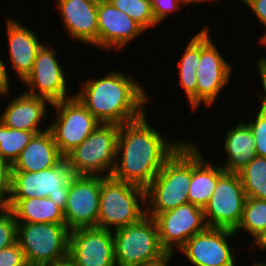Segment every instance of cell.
I'll return each instance as SVG.
<instances>
[{
    "instance_id": "4",
    "label": "cell",
    "mask_w": 266,
    "mask_h": 266,
    "mask_svg": "<svg viewBox=\"0 0 266 266\" xmlns=\"http://www.w3.org/2000/svg\"><path fill=\"white\" fill-rule=\"evenodd\" d=\"M145 205V189L101 177L97 228L114 231L135 224L146 216Z\"/></svg>"
},
{
    "instance_id": "37",
    "label": "cell",
    "mask_w": 266,
    "mask_h": 266,
    "mask_svg": "<svg viewBox=\"0 0 266 266\" xmlns=\"http://www.w3.org/2000/svg\"><path fill=\"white\" fill-rule=\"evenodd\" d=\"M257 71L259 72V76H260V79H261V87L263 88L262 89V92H260L259 94V99H260V106L259 108L266 113V74L259 68L257 67Z\"/></svg>"
},
{
    "instance_id": "18",
    "label": "cell",
    "mask_w": 266,
    "mask_h": 266,
    "mask_svg": "<svg viewBox=\"0 0 266 266\" xmlns=\"http://www.w3.org/2000/svg\"><path fill=\"white\" fill-rule=\"evenodd\" d=\"M98 0H56L62 26L69 38L98 48Z\"/></svg>"
},
{
    "instance_id": "2",
    "label": "cell",
    "mask_w": 266,
    "mask_h": 266,
    "mask_svg": "<svg viewBox=\"0 0 266 266\" xmlns=\"http://www.w3.org/2000/svg\"><path fill=\"white\" fill-rule=\"evenodd\" d=\"M87 79L74 96L100 123L122 125L147 112L145 104L151 97L133 74L114 69L102 77Z\"/></svg>"
},
{
    "instance_id": "7",
    "label": "cell",
    "mask_w": 266,
    "mask_h": 266,
    "mask_svg": "<svg viewBox=\"0 0 266 266\" xmlns=\"http://www.w3.org/2000/svg\"><path fill=\"white\" fill-rule=\"evenodd\" d=\"M112 232L116 266H140L168 253L160 243L155 220L147 215Z\"/></svg>"
},
{
    "instance_id": "35",
    "label": "cell",
    "mask_w": 266,
    "mask_h": 266,
    "mask_svg": "<svg viewBox=\"0 0 266 266\" xmlns=\"http://www.w3.org/2000/svg\"><path fill=\"white\" fill-rule=\"evenodd\" d=\"M252 12L255 18L266 27V0H239Z\"/></svg>"
},
{
    "instance_id": "10",
    "label": "cell",
    "mask_w": 266,
    "mask_h": 266,
    "mask_svg": "<svg viewBox=\"0 0 266 266\" xmlns=\"http://www.w3.org/2000/svg\"><path fill=\"white\" fill-rule=\"evenodd\" d=\"M55 121L49 130L60 153L65 157L79 146L100 124L76 96L52 104Z\"/></svg>"
},
{
    "instance_id": "11",
    "label": "cell",
    "mask_w": 266,
    "mask_h": 266,
    "mask_svg": "<svg viewBox=\"0 0 266 266\" xmlns=\"http://www.w3.org/2000/svg\"><path fill=\"white\" fill-rule=\"evenodd\" d=\"M246 198L239 174L224 172L203 209L208 228L235 230L241 221Z\"/></svg>"
},
{
    "instance_id": "25",
    "label": "cell",
    "mask_w": 266,
    "mask_h": 266,
    "mask_svg": "<svg viewBox=\"0 0 266 266\" xmlns=\"http://www.w3.org/2000/svg\"><path fill=\"white\" fill-rule=\"evenodd\" d=\"M189 40L181 59L178 60L177 67H179V86L184 90L190 110L194 111L196 110V70L200 61V31Z\"/></svg>"
},
{
    "instance_id": "45",
    "label": "cell",
    "mask_w": 266,
    "mask_h": 266,
    "mask_svg": "<svg viewBox=\"0 0 266 266\" xmlns=\"http://www.w3.org/2000/svg\"><path fill=\"white\" fill-rule=\"evenodd\" d=\"M98 1H107V2H110L111 0H98Z\"/></svg>"
},
{
    "instance_id": "21",
    "label": "cell",
    "mask_w": 266,
    "mask_h": 266,
    "mask_svg": "<svg viewBox=\"0 0 266 266\" xmlns=\"http://www.w3.org/2000/svg\"><path fill=\"white\" fill-rule=\"evenodd\" d=\"M200 150L197 143L191 140V181L188 201L204 209L216 188L218 178L225 170L219 164L214 165L208 161Z\"/></svg>"
},
{
    "instance_id": "42",
    "label": "cell",
    "mask_w": 266,
    "mask_h": 266,
    "mask_svg": "<svg viewBox=\"0 0 266 266\" xmlns=\"http://www.w3.org/2000/svg\"><path fill=\"white\" fill-rule=\"evenodd\" d=\"M266 28V27H265ZM266 30V29H265ZM265 34H263V35H261V36H259V42H260V44H262L263 45V47H265L266 46V31L264 32Z\"/></svg>"
},
{
    "instance_id": "30",
    "label": "cell",
    "mask_w": 266,
    "mask_h": 266,
    "mask_svg": "<svg viewBox=\"0 0 266 266\" xmlns=\"http://www.w3.org/2000/svg\"><path fill=\"white\" fill-rule=\"evenodd\" d=\"M17 242V222L14 213L6 207H0V250Z\"/></svg>"
},
{
    "instance_id": "5",
    "label": "cell",
    "mask_w": 266,
    "mask_h": 266,
    "mask_svg": "<svg viewBox=\"0 0 266 266\" xmlns=\"http://www.w3.org/2000/svg\"><path fill=\"white\" fill-rule=\"evenodd\" d=\"M17 243L28 266H57L68 260L65 223H17Z\"/></svg>"
},
{
    "instance_id": "8",
    "label": "cell",
    "mask_w": 266,
    "mask_h": 266,
    "mask_svg": "<svg viewBox=\"0 0 266 266\" xmlns=\"http://www.w3.org/2000/svg\"><path fill=\"white\" fill-rule=\"evenodd\" d=\"M74 176L65 158L55 167L37 172L12 171L10 199L48 197L64 211Z\"/></svg>"
},
{
    "instance_id": "24",
    "label": "cell",
    "mask_w": 266,
    "mask_h": 266,
    "mask_svg": "<svg viewBox=\"0 0 266 266\" xmlns=\"http://www.w3.org/2000/svg\"><path fill=\"white\" fill-rule=\"evenodd\" d=\"M6 208L14 213L17 223H65L63 210L48 197L10 199Z\"/></svg>"
},
{
    "instance_id": "41",
    "label": "cell",
    "mask_w": 266,
    "mask_h": 266,
    "mask_svg": "<svg viewBox=\"0 0 266 266\" xmlns=\"http://www.w3.org/2000/svg\"><path fill=\"white\" fill-rule=\"evenodd\" d=\"M257 66L266 74V56H260L257 60Z\"/></svg>"
},
{
    "instance_id": "20",
    "label": "cell",
    "mask_w": 266,
    "mask_h": 266,
    "mask_svg": "<svg viewBox=\"0 0 266 266\" xmlns=\"http://www.w3.org/2000/svg\"><path fill=\"white\" fill-rule=\"evenodd\" d=\"M6 37H8V58L16 78L22 83L31 73L38 50L44 43L40 37L23 23L12 17L6 19ZM39 37V38H38Z\"/></svg>"
},
{
    "instance_id": "44",
    "label": "cell",
    "mask_w": 266,
    "mask_h": 266,
    "mask_svg": "<svg viewBox=\"0 0 266 266\" xmlns=\"http://www.w3.org/2000/svg\"><path fill=\"white\" fill-rule=\"evenodd\" d=\"M57 266H74L69 260L59 263Z\"/></svg>"
},
{
    "instance_id": "31",
    "label": "cell",
    "mask_w": 266,
    "mask_h": 266,
    "mask_svg": "<svg viewBox=\"0 0 266 266\" xmlns=\"http://www.w3.org/2000/svg\"><path fill=\"white\" fill-rule=\"evenodd\" d=\"M256 109H258L255 115L256 118L251 117L253 121L249 120L250 122L248 121L246 124L253 134L257 156L266 158V113L259 107Z\"/></svg>"
},
{
    "instance_id": "26",
    "label": "cell",
    "mask_w": 266,
    "mask_h": 266,
    "mask_svg": "<svg viewBox=\"0 0 266 266\" xmlns=\"http://www.w3.org/2000/svg\"><path fill=\"white\" fill-rule=\"evenodd\" d=\"M238 232L251 235L252 243L266 232V200L246 198L241 221L234 230L236 235H240Z\"/></svg>"
},
{
    "instance_id": "13",
    "label": "cell",
    "mask_w": 266,
    "mask_h": 266,
    "mask_svg": "<svg viewBox=\"0 0 266 266\" xmlns=\"http://www.w3.org/2000/svg\"><path fill=\"white\" fill-rule=\"evenodd\" d=\"M153 219L160 243L168 253L178 252L195 234L208 228L203 208L191 203L156 214Z\"/></svg>"
},
{
    "instance_id": "43",
    "label": "cell",
    "mask_w": 266,
    "mask_h": 266,
    "mask_svg": "<svg viewBox=\"0 0 266 266\" xmlns=\"http://www.w3.org/2000/svg\"><path fill=\"white\" fill-rule=\"evenodd\" d=\"M251 266H266V262L264 261H254V263Z\"/></svg>"
},
{
    "instance_id": "19",
    "label": "cell",
    "mask_w": 266,
    "mask_h": 266,
    "mask_svg": "<svg viewBox=\"0 0 266 266\" xmlns=\"http://www.w3.org/2000/svg\"><path fill=\"white\" fill-rule=\"evenodd\" d=\"M18 97H11L9 104L0 113V121L8 128L25 130L38 134L49 129L41 127L48 118V107L52 104L45 98L22 92ZM46 116V117H45ZM40 124V125H39Z\"/></svg>"
},
{
    "instance_id": "38",
    "label": "cell",
    "mask_w": 266,
    "mask_h": 266,
    "mask_svg": "<svg viewBox=\"0 0 266 266\" xmlns=\"http://www.w3.org/2000/svg\"><path fill=\"white\" fill-rule=\"evenodd\" d=\"M175 253H167L165 256L154 262L144 263L140 266H169L170 261L173 260Z\"/></svg>"
},
{
    "instance_id": "17",
    "label": "cell",
    "mask_w": 266,
    "mask_h": 266,
    "mask_svg": "<svg viewBox=\"0 0 266 266\" xmlns=\"http://www.w3.org/2000/svg\"><path fill=\"white\" fill-rule=\"evenodd\" d=\"M98 49L122 51L127 45L145 33L131 17L112 5L99 1L97 7Z\"/></svg>"
},
{
    "instance_id": "28",
    "label": "cell",
    "mask_w": 266,
    "mask_h": 266,
    "mask_svg": "<svg viewBox=\"0 0 266 266\" xmlns=\"http://www.w3.org/2000/svg\"><path fill=\"white\" fill-rule=\"evenodd\" d=\"M33 135V132L8 128L0 121V159L13 164Z\"/></svg>"
},
{
    "instance_id": "23",
    "label": "cell",
    "mask_w": 266,
    "mask_h": 266,
    "mask_svg": "<svg viewBox=\"0 0 266 266\" xmlns=\"http://www.w3.org/2000/svg\"><path fill=\"white\" fill-rule=\"evenodd\" d=\"M255 147V140L249 126L244 122H238L226 132L223 143L225 164L221 161L219 165L225 172L239 173L257 156Z\"/></svg>"
},
{
    "instance_id": "33",
    "label": "cell",
    "mask_w": 266,
    "mask_h": 266,
    "mask_svg": "<svg viewBox=\"0 0 266 266\" xmlns=\"http://www.w3.org/2000/svg\"><path fill=\"white\" fill-rule=\"evenodd\" d=\"M12 164L0 159V207H6L10 200Z\"/></svg>"
},
{
    "instance_id": "36",
    "label": "cell",
    "mask_w": 266,
    "mask_h": 266,
    "mask_svg": "<svg viewBox=\"0 0 266 266\" xmlns=\"http://www.w3.org/2000/svg\"><path fill=\"white\" fill-rule=\"evenodd\" d=\"M7 66V67H6ZM8 65L5 63V61L2 59L0 55V96L9 98V94H11V81L9 78H11L8 71Z\"/></svg>"
},
{
    "instance_id": "32",
    "label": "cell",
    "mask_w": 266,
    "mask_h": 266,
    "mask_svg": "<svg viewBox=\"0 0 266 266\" xmlns=\"http://www.w3.org/2000/svg\"><path fill=\"white\" fill-rule=\"evenodd\" d=\"M152 13L156 23L168 19L174 11H181V6H186L181 0H150Z\"/></svg>"
},
{
    "instance_id": "3",
    "label": "cell",
    "mask_w": 266,
    "mask_h": 266,
    "mask_svg": "<svg viewBox=\"0 0 266 266\" xmlns=\"http://www.w3.org/2000/svg\"><path fill=\"white\" fill-rule=\"evenodd\" d=\"M191 181V141L186 140L165 162L145 189L146 215L156 214L189 203Z\"/></svg>"
},
{
    "instance_id": "16",
    "label": "cell",
    "mask_w": 266,
    "mask_h": 266,
    "mask_svg": "<svg viewBox=\"0 0 266 266\" xmlns=\"http://www.w3.org/2000/svg\"><path fill=\"white\" fill-rule=\"evenodd\" d=\"M68 260L74 266H116L113 232L97 227L69 231Z\"/></svg>"
},
{
    "instance_id": "14",
    "label": "cell",
    "mask_w": 266,
    "mask_h": 266,
    "mask_svg": "<svg viewBox=\"0 0 266 266\" xmlns=\"http://www.w3.org/2000/svg\"><path fill=\"white\" fill-rule=\"evenodd\" d=\"M234 236L236 234L231 229L207 228L195 234L178 251L192 266H236L239 258L235 255L241 248H234L229 243Z\"/></svg>"
},
{
    "instance_id": "1",
    "label": "cell",
    "mask_w": 266,
    "mask_h": 266,
    "mask_svg": "<svg viewBox=\"0 0 266 266\" xmlns=\"http://www.w3.org/2000/svg\"><path fill=\"white\" fill-rule=\"evenodd\" d=\"M147 112L139 119L120 125L115 167L111 177L146 189L165 162L185 142L167 140L150 125Z\"/></svg>"
},
{
    "instance_id": "39",
    "label": "cell",
    "mask_w": 266,
    "mask_h": 266,
    "mask_svg": "<svg viewBox=\"0 0 266 266\" xmlns=\"http://www.w3.org/2000/svg\"><path fill=\"white\" fill-rule=\"evenodd\" d=\"M256 247L261 251L266 250V232H264L260 237H258V239L251 243L249 250L256 251Z\"/></svg>"
},
{
    "instance_id": "29",
    "label": "cell",
    "mask_w": 266,
    "mask_h": 266,
    "mask_svg": "<svg viewBox=\"0 0 266 266\" xmlns=\"http://www.w3.org/2000/svg\"><path fill=\"white\" fill-rule=\"evenodd\" d=\"M110 2L131 17L145 31L158 25L152 13L150 0H111Z\"/></svg>"
},
{
    "instance_id": "15",
    "label": "cell",
    "mask_w": 266,
    "mask_h": 266,
    "mask_svg": "<svg viewBox=\"0 0 266 266\" xmlns=\"http://www.w3.org/2000/svg\"><path fill=\"white\" fill-rule=\"evenodd\" d=\"M101 176L75 175L63 211L68 230L97 227Z\"/></svg>"
},
{
    "instance_id": "34",
    "label": "cell",
    "mask_w": 266,
    "mask_h": 266,
    "mask_svg": "<svg viewBox=\"0 0 266 266\" xmlns=\"http://www.w3.org/2000/svg\"><path fill=\"white\" fill-rule=\"evenodd\" d=\"M0 266H28L24 252L17 242L0 250Z\"/></svg>"
},
{
    "instance_id": "40",
    "label": "cell",
    "mask_w": 266,
    "mask_h": 266,
    "mask_svg": "<svg viewBox=\"0 0 266 266\" xmlns=\"http://www.w3.org/2000/svg\"><path fill=\"white\" fill-rule=\"evenodd\" d=\"M186 6L187 5H196V4H199V3H202V2H204V3H206V2H208L209 1V3L210 2H215L214 4L216 5L217 3H219L220 4V1L219 0H181Z\"/></svg>"
},
{
    "instance_id": "22",
    "label": "cell",
    "mask_w": 266,
    "mask_h": 266,
    "mask_svg": "<svg viewBox=\"0 0 266 266\" xmlns=\"http://www.w3.org/2000/svg\"><path fill=\"white\" fill-rule=\"evenodd\" d=\"M64 158L48 129L33 135L12 164V171L37 172L55 167Z\"/></svg>"
},
{
    "instance_id": "12",
    "label": "cell",
    "mask_w": 266,
    "mask_h": 266,
    "mask_svg": "<svg viewBox=\"0 0 266 266\" xmlns=\"http://www.w3.org/2000/svg\"><path fill=\"white\" fill-rule=\"evenodd\" d=\"M58 53L46 43L38 50L31 73L22 82L29 95L47 99L51 104L68 99L67 76L58 60ZM70 94V95H69Z\"/></svg>"
},
{
    "instance_id": "27",
    "label": "cell",
    "mask_w": 266,
    "mask_h": 266,
    "mask_svg": "<svg viewBox=\"0 0 266 266\" xmlns=\"http://www.w3.org/2000/svg\"><path fill=\"white\" fill-rule=\"evenodd\" d=\"M246 197L266 200V158L256 156L239 173Z\"/></svg>"
},
{
    "instance_id": "9",
    "label": "cell",
    "mask_w": 266,
    "mask_h": 266,
    "mask_svg": "<svg viewBox=\"0 0 266 266\" xmlns=\"http://www.w3.org/2000/svg\"><path fill=\"white\" fill-rule=\"evenodd\" d=\"M209 30L207 25L200 30V61L196 70V109L201 106L208 108L213 106L224 87L230 84V77L234 71L233 66L220 53Z\"/></svg>"
},
{
    "instance_id": "6",
    "label": "cell",
    "mask_w": 266,
    "mask_h": 266,
    "mask_svg": "<svg viewBox=\"0 0 266 266\" xmlns=\"http://www.w3.org/2000/svg\"><path fill=\"white\" fill-rule=\"evenodd\" d=\"M120 125L100 123L65 159L75 175L110 177L116 161Z\"/></svg>"
}]
</instances>
